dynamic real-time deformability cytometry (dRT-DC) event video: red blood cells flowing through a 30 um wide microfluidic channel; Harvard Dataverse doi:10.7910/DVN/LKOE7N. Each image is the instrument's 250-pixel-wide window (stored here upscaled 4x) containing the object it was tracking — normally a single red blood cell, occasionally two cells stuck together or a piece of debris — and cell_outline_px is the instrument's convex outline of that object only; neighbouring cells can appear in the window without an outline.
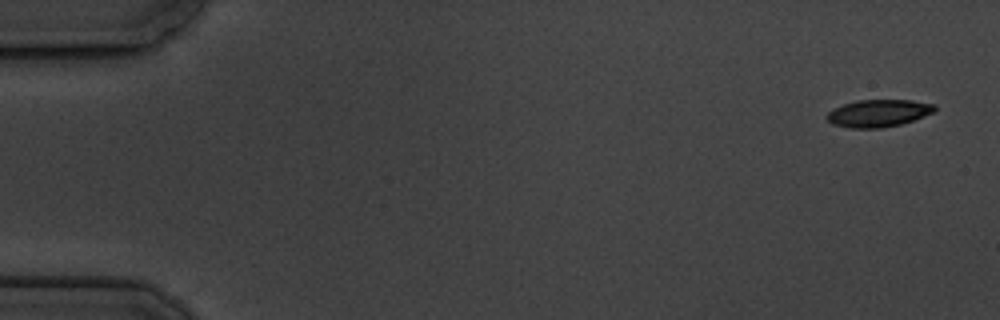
{"species": "common noctule bat (a hibernating species)", "species_latin": "Nyctalus noctula", "temperature_condition": "cold", "stored_images_in_passage": 7, "camera_frame_rate_fps": 3000, "um_per_image_px": 0.085, "animal": {"sex": "male", "body_mass_g": 19.5, "forearm_length_mm": 54.6}, "frame": {"image": 1, "passage_image": 1, "time_ms": 0.0, "image_size_px": [1000, 320], "cell_outline_px": [[936, 112], [900, 124], [880, 128], [848, 128], [832, 124], [824, 116], [832, 108], [856, 100], [912, 100], [936, 104]], "centroid_in_image_um": [74.65, 9.62], "position_along_channel_um": 10.3, "area_um2": 17.34}}
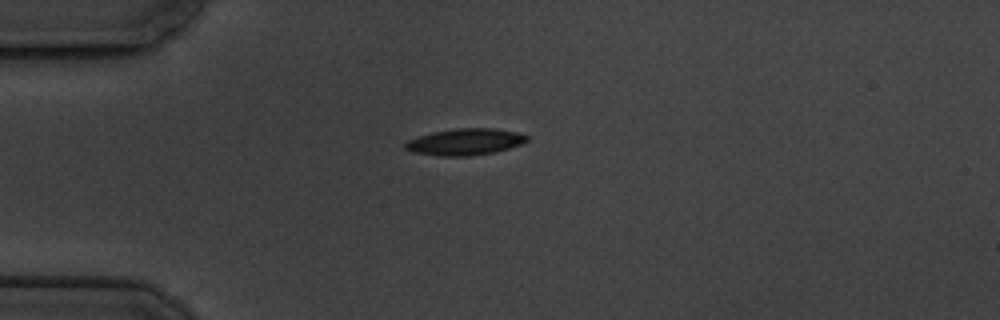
{"frame": {"image": 2, "passage_image": 4, "time_ms": 4.333, "image_size_px": [1000, 320], "cell_outline_px": [[528, 140], [520, 144], [508, 148], [492, 152], [468, 156], [440, 156], [412, 152], [404, 148], [404, 144], [408, 140], [432, 132], [456, 128], [496, 128], [516, 132], [528, 136]], "centroid_in_image_um": [39.5, 12.05], "position_along_channel_um": 45.5, "area_um2": 18.67}}